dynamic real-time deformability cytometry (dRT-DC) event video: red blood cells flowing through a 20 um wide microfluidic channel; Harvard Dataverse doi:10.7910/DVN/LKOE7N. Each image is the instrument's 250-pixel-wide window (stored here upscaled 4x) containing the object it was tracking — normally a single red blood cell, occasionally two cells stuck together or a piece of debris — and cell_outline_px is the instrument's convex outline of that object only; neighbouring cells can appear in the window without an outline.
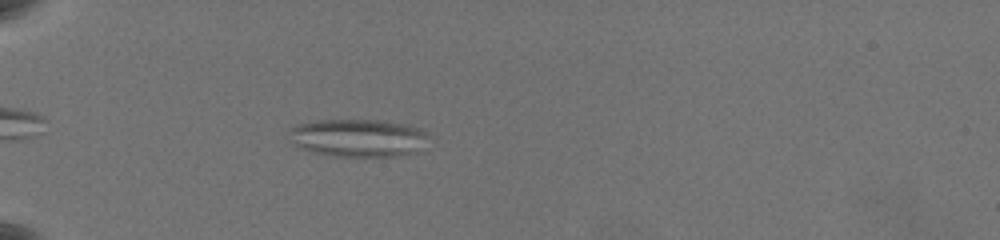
{"species": "common noctule bat (a hibernating species)", "species_latin": "Nyctalus noctula", "temperature_condition": "warm", "stored_images_in_passage": 41, "camera_frame_rate_fps": 3000, "um_per_image_px": 0.085, "animal": {"sex": "female", "body_mass_g": 19.5, "forearm_length_mm": 54.1}, "frame": {"image": 1, "passage_image": 1, "time_ms": 0.0, "image_size_px": [1000, 240], "cell_outline_px": [[428, 136], [416, 152], [396, 156], [336, 156], [316, 152], [300, 148], [292, 144], [288, 132], [288, 128], [296, 124], [316, 120], [376, 120], [404, 124], [420, 128]], "centroid_in_image_um": [30.36, 11.71], "position_along_channel_um": 54.6, "area_um2": 30.58}}
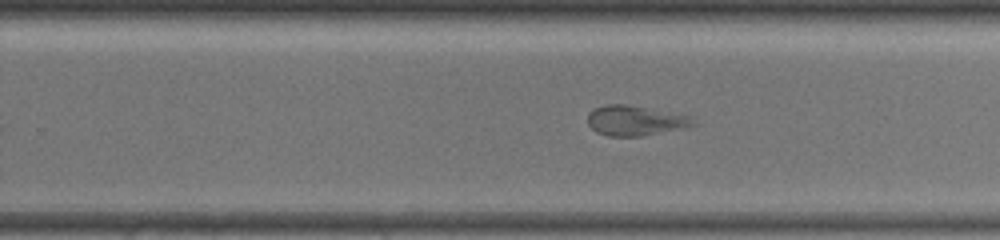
{"frame": {"image": 2, "passage_image": 22, "time_ms": 7.0, "image_size_px": [1000, 240], "cell_outline_px": [[700, 124], [684, 128], [644, 136], [608, 136], [596, 132], [588, 124], [588, 112], [604, 104], [624, 104], [692, 116]], "centroid_in_image_um": [54.03, 10.26], "position_along_channel_um": 275.8, "area_um2": 18.61}}
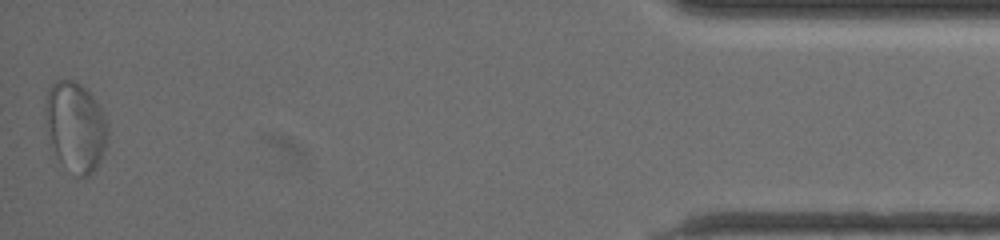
{"frame": {"image": 3, "passage_image": 41, "time_ms": 13.333, "image_size_px": [1000, 240], "cell_outline_px": [[108, 132], [104, 148], [100, 160], [96, 168], [88, 176], [76, 176], [60, 160], [56, 152], [52, 140], [44, 108], [44, 104], [48, 88], [56, 80], [72, 80], [80, 84], [92, 96], [100, 108], [108, 124]], "centroid_in_image_um": [6.43, 10.74], "position_along_channel_um": 428.8, "area_um2": 31.73}, "authors_computed_cell_mechanics": {"area_um2": 19.941, "velocity_mm_per_s": 3.555, "shape_relaxation_time_tau1_ms": null, "shape_relaxation_time_tau2_ms": 0.8642, "deformation_change_tau1": null, "deformation_change_tau2": 0.0757}}